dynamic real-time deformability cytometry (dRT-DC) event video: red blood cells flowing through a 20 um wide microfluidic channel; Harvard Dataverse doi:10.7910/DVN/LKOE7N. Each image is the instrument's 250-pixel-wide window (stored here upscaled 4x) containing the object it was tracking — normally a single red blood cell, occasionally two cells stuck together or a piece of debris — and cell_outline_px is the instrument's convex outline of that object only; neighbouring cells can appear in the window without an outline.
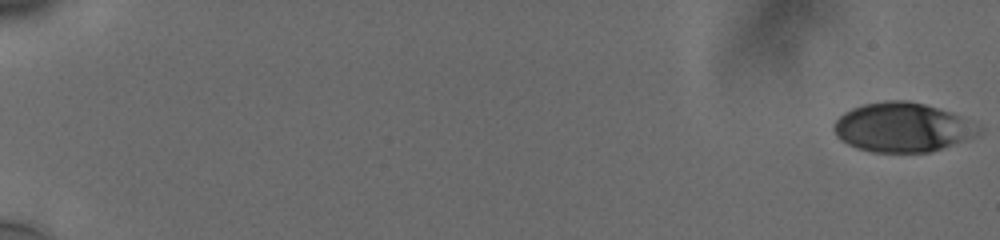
{"species": "human", "species_latin": "Homo sapiens", "temperature_condition": "cold", "stored_images_in_passage": 76, "camera_frame_rate_fps": 3000, "um_per_image_px": 0.085, "donor": {"sex": "male"}, "frame": {"image": 1, "passage_image": 1, "time_ms": 0.0, "image_size_px": [1000, 240], "cell_outline_px": [[984, 132], [976, 136], [928, 152], [872, 152], [856, 148], [848, 144], [836, 136], [832, 128], [836, 120], [844, 112], [852, 108], [864, 104], [884, 100], [908, 100], [924, 104], [952, 112], [984, 128]], "centroid_in_image_um": [76.71, 10.81], "position_along_channel_um": 8.3, "area_um2": 41.62}}
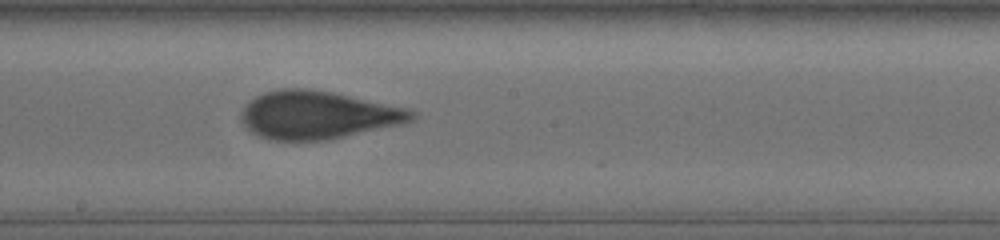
{"frame": {"image": 2, "passage_image": 44, "time_ms": 11.333, "image_size_px": [1000, 240], "cell_outline_px": [[420, 116], [404, 124], [328, 140], [268, 140], [252, 132], [240, 120], [240, 112], [244, 104], [256, 96], [264, 92], [280, 88], [308, 88], [332, 92], [412, 108]], "centroid_in_image_um": [27.06, 9.77], "position_along_channel_um": 221.1, "area_um2": 48.38}}
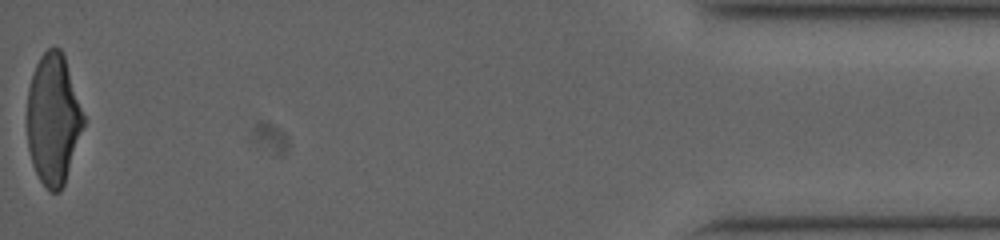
{"frame": {"image": 3, "passage_image": 76, "time_ms": 19.0, "image_size_px": [1000, 240], "cell_outline_px": [[84, 124], [64, 184], [60, 192], [52, 192], [40, 180], [32, 164], [28, 148], [28, 88], [36, 64], [40, 56], [48, 48], [60, 48], [64, 56], [84, 116]], "centroid_in_image_um": [4.51, 10.14], "position_along_channel_um": 430.7, "area_um2": 42.14}, "authors_computed_cell_mechanics": {"area_um2": 45.4886, "velocity_mm_per_s": 3.7611, "shape_relaxation_time_tau1_ms": 4.4511, "shape_relaxation_time_tau2_ms": 0.9858, "deformation_change_tau1": 0.1732, "deformation_change_tau2": 0.0692}}